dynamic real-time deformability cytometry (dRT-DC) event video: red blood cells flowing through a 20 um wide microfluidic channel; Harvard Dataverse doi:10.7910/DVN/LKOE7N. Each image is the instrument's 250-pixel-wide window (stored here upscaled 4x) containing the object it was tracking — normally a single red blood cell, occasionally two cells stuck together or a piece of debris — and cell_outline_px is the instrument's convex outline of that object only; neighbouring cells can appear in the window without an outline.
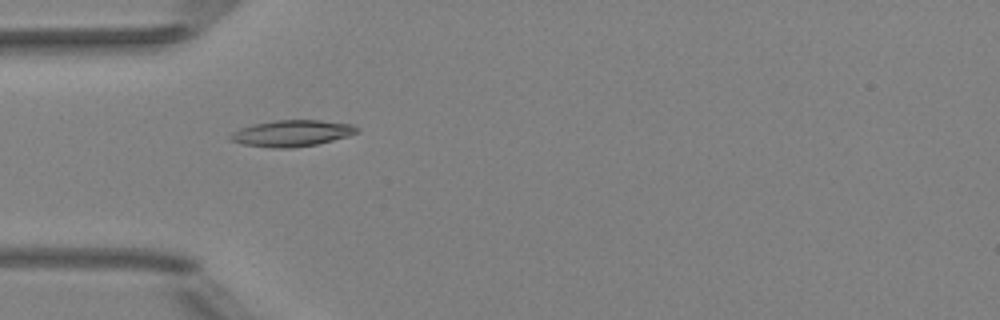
{"species": "Egyptian fruit bat (a non-hibernating species)", "species_latin": "Rousettus aegyptiacus", "temperature_condition": "room temperature", "stored_images_in_passage": 51, "camera_frame_rate_fps": 3000, "um_per_image_px": 0.085, "animal": {"sex": "female"}, "frame": {"image": 1, "passage_image": 16, "time_ms": 5.0, "image_size_px": [1000, 320], "cell_outline_px": [[360, 132], [348, 136], [316, 144], [292, 148], [272, 148], [244, 144], [228, 140], [228, 136], [232, 132], [240, 128], [252, 124], [276, 120], [320, 120], [352, 124], [360, 128]], "centroid_in_image_um": [24.8, 11.32], "position_along_channel_um": 60.2, "area_um2": 19.54}}
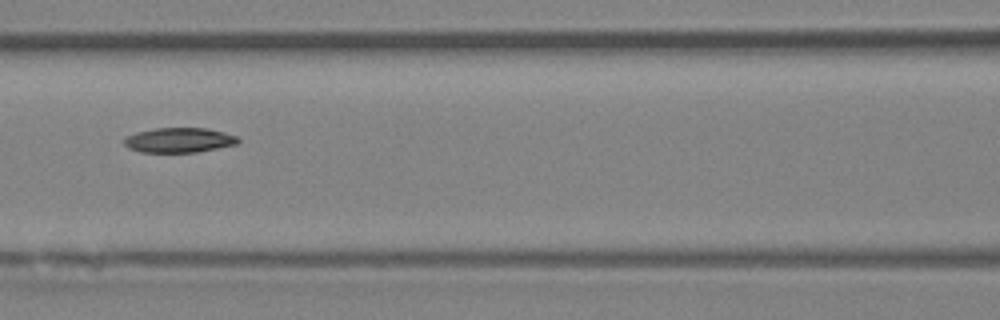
{"frame": {"image": 2, "passage_image": 23, "time_ms": 7.333, "image_size_px": [1000, 320], "cell_outline_px": [[240, 140], [236, 144], [196, 152], [140, 152], [128, 148], [124, 144], [124, 136], [136, 132], [156, 128], [208, 128], [240, 136]], "centroid_in_image_um": [15.21, 11.9], "position_along_channel_um": 151.4, "area_um2": 16.59}}
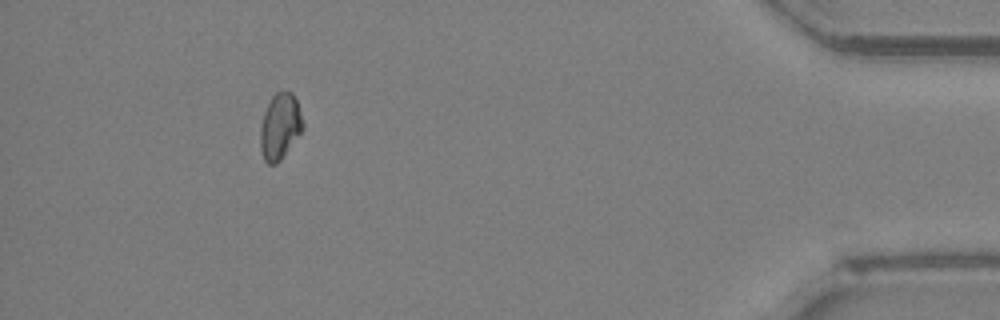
{"frame": {"image": 3, "passage_image": 47, "time_ms": 15.333, "image_size_px": [1000, 320], "cell_outline_px": [[304, 128], [280, 160], [276, 164], [268, 164], [264, 160], [260, 148], [260, 128], [264, 112], [272, 96], [280, 88], [292, 92], [296, 100], [304, 124]], "centroid_in_image_um": [23.79, 10.71], "position_along_channel_um": 411.4, "area_um2": 16.42}, "authors_computed_cell_mechanics": {"area_um2": 17.051, "velocity_mm_per_s": 4.0079, "shape_relaxation_time_tau1_ms": 7.1842, "shape_relaxation_time_tau2_ms": null, "deformation_change_tau1": 0.147, "deformation_change_tau2": null}}